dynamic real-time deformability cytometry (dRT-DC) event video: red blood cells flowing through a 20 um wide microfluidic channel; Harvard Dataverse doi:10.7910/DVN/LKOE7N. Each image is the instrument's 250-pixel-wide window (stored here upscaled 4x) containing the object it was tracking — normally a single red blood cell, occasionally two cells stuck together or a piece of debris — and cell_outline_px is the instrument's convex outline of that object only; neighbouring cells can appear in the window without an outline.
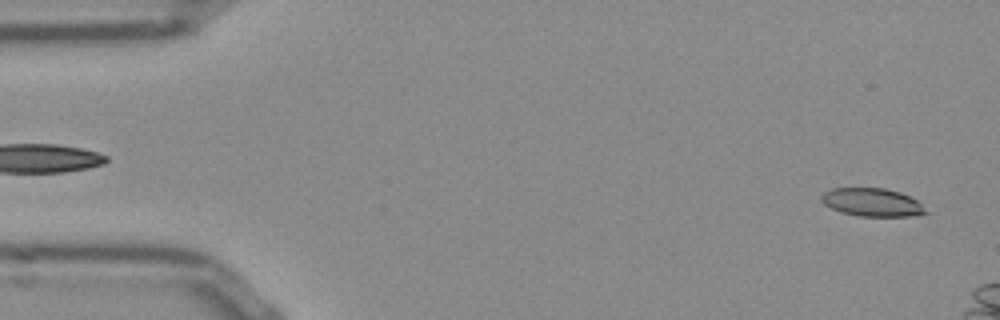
{"species": "Egyptian fruit bat (a non-hibernating species)", "species_latin": "Rousettus aegyptiacus", "temperature_condition": "room temperature", "stored_images_in_passage": 10, "camera_frame_rate_fps": 3000, "um_per_image_px": 0.085, "frame": {"image": 1, "passage_image": 2, "time_ms": 0.333, "image_size_px": [1000, 320], "cell_outline_px": [[932, 212], [916, 216], [860, 216], [840, 212], [824, 204], [820, 200], [820, 196], [824, 192], [832, 188], [884, 188], [900, 192], [916, 200]], "centroid_in_image_um": [74.16, 17.2], "position_along_channel_um": 10.8, "area_um2": 17.28}}